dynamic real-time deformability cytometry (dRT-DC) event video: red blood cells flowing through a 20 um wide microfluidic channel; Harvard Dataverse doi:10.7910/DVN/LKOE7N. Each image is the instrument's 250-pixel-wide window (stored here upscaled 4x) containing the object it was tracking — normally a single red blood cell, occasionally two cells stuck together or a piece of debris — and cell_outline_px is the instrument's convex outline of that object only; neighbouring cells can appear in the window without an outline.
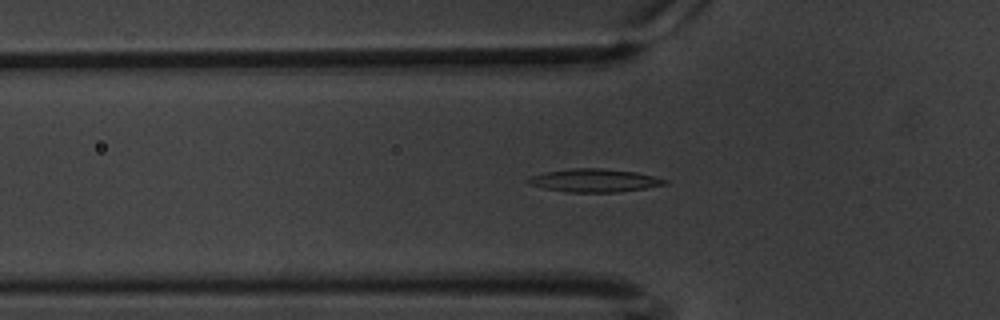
{"species": "common noctule bat (a hibernating species)", "species_latin": "Nyctalus noctula", "temperature_condition": "warm", "stored_images_in_passage": 60, "camera_frame_rate_fps": 3000, "um_per_image_px": 0.085, "animal": {"sex": "male", "body_mass_g": 20.1, "forearm_length_mm": 53.5}, "frame": {"image": 1, "passage_image": 20, "time_ms": 6.333, "image_size_px": [1000, 320], "cell_outline_px": [[668, 184], [620, 192], [568, 192], [544, 188], [528, 184], [524, 180], [528, 176], [544, 172], [572, 168], [600, 168], [636, 172], [668, 180]], "centroid_in_image_um": [50.46, 15.33], "position_along_channel_um": 75.3, "area_um2": 18.5}}
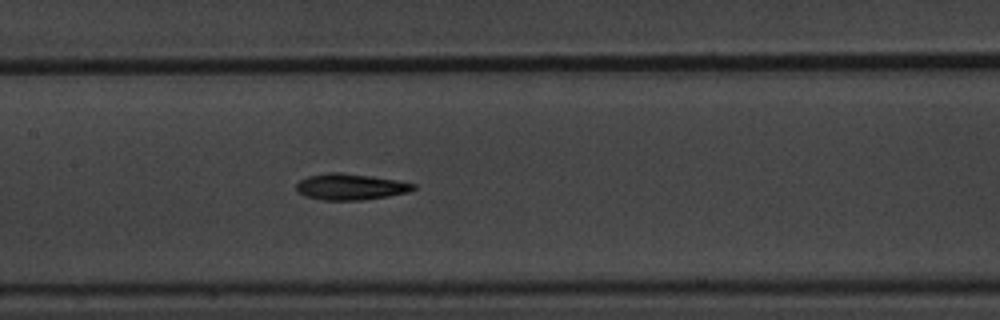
{"frame": {"image": 2, "passage_image": 29, "time_ms": 9.333, "image_size_px": [1000, 320], "cell_outline_px": [[416, 188], [408, 192], [388, 196], [360, 200], [324, 200], [304, 196], [296, 192], [296, 184], [300, 180], [308, 176], [328, 172], [340, 172], [396, 180], [416, 184]], "centroid_in_image_um": [29.75, 15.88], "position_along_channel_um": 177.7, "area_um2": 17.8}}
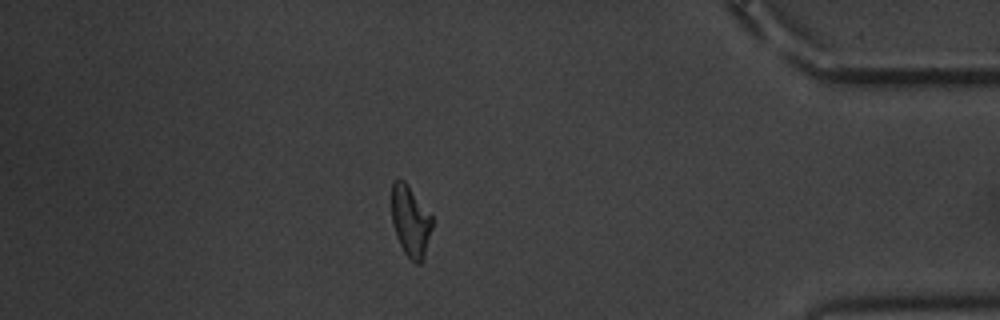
{"frame": {"image": 3, "passage_image": 52, "time_ms": 17.0, "image_size_px": [1000, 320], "cell_outline_px": [[432, 228], [424, 256], [420, 264], [416, 264], [404, 252], [396, 236], [392, 224], [392, 180], [400, 176], [408, 184], [432, 216]], "centroid_in_image_um": [34.87, 18.75], "position_along_channel_um": 400.3, "area_um2": 16.88}, "authors_computed_cell_mechanics": {"area_um2": 17.6001, "velocity_mm_per_s": 3.3727, "shape_relaxation_time_tau1_ms": 4.938, "shape_relaxation_time_tau2_ms": 2.3381, "deformation_change_tau1": 0.1716, "deformation_change_tau2": 0.1066}}